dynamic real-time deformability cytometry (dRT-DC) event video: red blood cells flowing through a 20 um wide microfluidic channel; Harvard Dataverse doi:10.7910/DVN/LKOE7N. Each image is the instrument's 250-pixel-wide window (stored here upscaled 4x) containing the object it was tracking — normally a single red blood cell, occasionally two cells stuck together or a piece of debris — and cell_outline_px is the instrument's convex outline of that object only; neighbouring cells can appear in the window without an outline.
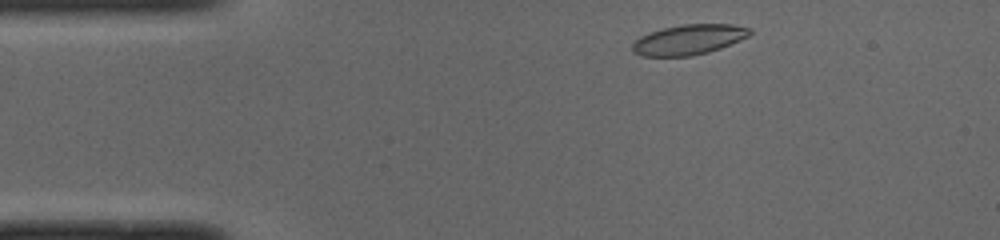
{"species": "common noctule bat (a hibernating species)", "species_latin": "Nyctalus noctula", "temperature_condition": "cold", "stored_images_in_passage": 44, "camera_frame_rate_fps": 3000, "um_per_image_px": 0.085, "animal": {"sex": "male", "body_mass_g": 19.0, "forearm_length_mm": 50.8}, "frame": {"image": 1, "passage_image": 2, "time_ms": 0.333, "image_size_px": [1000, 240], "cell_outline_px": [[752, 32], [748, 36], [740, 40], [720, 48], [708, 52], [692, 56], [640, 56], [632, 52], [632, 44], [640, 36], [648, 32], [664, 28], [684, 24], [732, 24], [752, 28]], "centroid_in_image_um": [58.53, 3.37], "position_along_channel_um": 26.5, "area_um2": 20.69}}
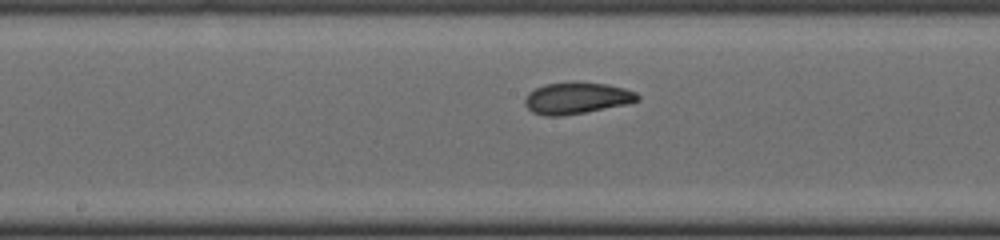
{"frame": {"image": 2, "passage_image": 19, "time_ms": 6.0, "image_size_px": [1000, 240], "cell_outline_px": [[640, 100], [624, 104], [584, 112], [560, 116], [544, 116], [532, 112], [524, 104], [524, 100], [528, 92], [544, 84], [572, 80], [608, 84], [624, 88], [636, 92], [640, 96]], "centroid_in_image_um": [48.99, 8.31], "position_along_channel_um": 199.2, "area_um2": 20.98}}
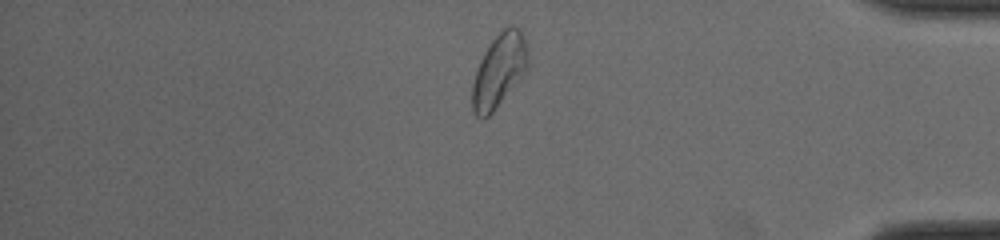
{"frame": {"image": 3, "passage_image": 36, "time_ms": 11.667, "image_size_px": [1000, 240], "cell_outline_px": [[528, 68], [524, 76], [492, 112], [488, 116], [476, 116], [472, 108], [472, 84], [480, 60], [484, 52], [492, 40], [504, 28], [512, 24], [524, 36], [528, 52]], "centroid_in_image_um": [42.44, 5.99], "position_along_channel_um": 392.8, "area_um2": 23.64}, "authors_computed_cell_mechanics": {"area_um2": 20.9236, "velocity_mm_per_s": 3.9561, "shape_relaxation_time_tau1_ms": 9.0252, "shape_relaxation_time_tau2_ms": 2.0155, "deformation_change_tau1": 0.1929, "deformation_change_tau2": 0.0751}}